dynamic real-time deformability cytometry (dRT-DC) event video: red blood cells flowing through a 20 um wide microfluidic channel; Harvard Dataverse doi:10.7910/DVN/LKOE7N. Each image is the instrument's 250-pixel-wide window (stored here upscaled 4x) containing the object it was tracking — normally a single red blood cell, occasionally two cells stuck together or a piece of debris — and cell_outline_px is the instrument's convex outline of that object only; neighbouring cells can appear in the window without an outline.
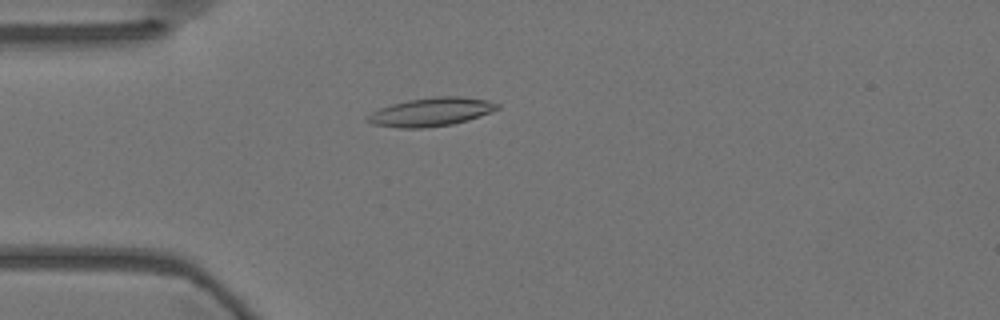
{"species": "Egyptian fruit bat (a non-hibernating species)", "species_latin": "Rousettus aegyptiacus", "temperature_condition": "warm", "stored_images_in_passage": 56, "camera_frame_rate_fps": 3000, "um_per_image_px": 0.085, "animal": {"sex": "female"}, "frame": {"image": 1, "passage_image": 15, "time_ms": 4.667, "image_size_px": [1000, 320], "cell_outline_px": [[500, 108], [468, 120], [452, 124], [424, 128], [396, 128], [372, 124], [364, 120], [364, 116], [380, 108], [392, 104], [408, 100], [440, 96], [460, 96], [488, 100], [500, 104]], "centroid_in_image_um": [36.6, 9.52], "position_along_channel_um": 48.4, "area_um2": 21.62}}
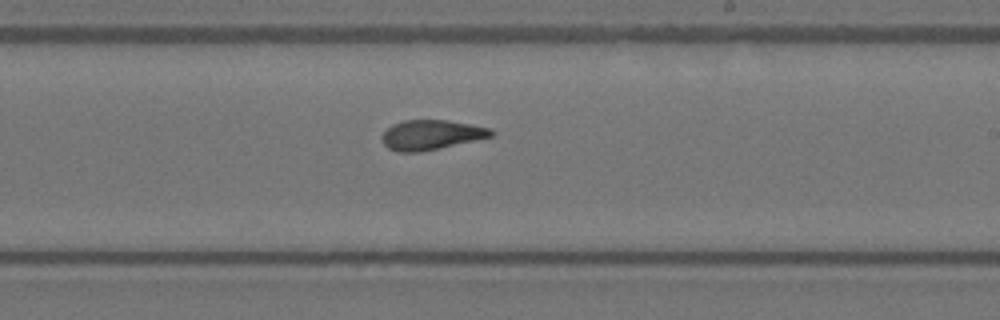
{"frame": {"image": 2, "passage_image": 33, "time_ms": 10.667, "image_size_px": [1000, 320], "cell_outline_px": [[496, 132], [492, 136], [420, 152], [396, 152], [388, 148], [384, 144], [380, 136], [392, 124], [404, 120], [448, 120], [472, 124], [492, 128]], "centroid_in_image_um": [36.64, 11.45], "position_along_channel_um": 252.4, "area_um2": 18.96}}
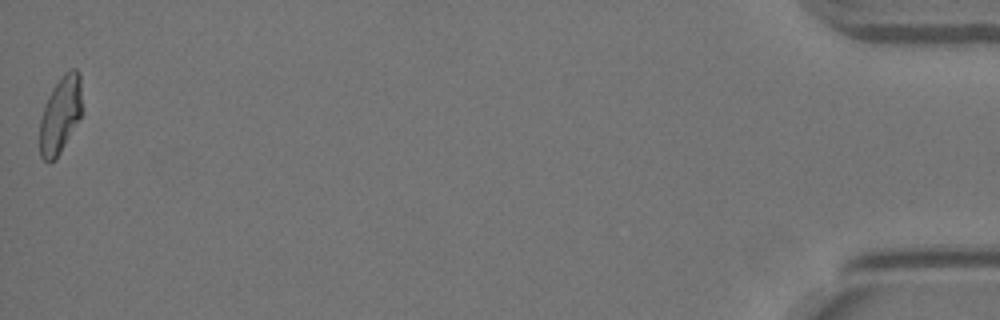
{"frame": {"image": 3, "passage_image": 56, "time_ms": 18.333, "image_size_px": [1000, 320], "cell_outline_px": [[84, 112], [56, 160], [48, 164], [40, 156], [40, 120], [44, 104], [52, 88], [64, 72], [72, 68], [76, 68], [80, 72]], "centroid_in_image_um": [5.17, 9.74], "position_along_channel_um": 430.0, "area_um2": 19.71}, "authors_computed_cell_mechanics": {"area_um2": 19.2763, "velocity_mm_per_s": 3.5999, "shape_relaxation_time_tau1_ms": 9.0172, "shape_relaxation_time_tau2_ms": 3.2303, "deformation_change_tau1": 0.2451, "deformation_change_tau2": 0.1202}}